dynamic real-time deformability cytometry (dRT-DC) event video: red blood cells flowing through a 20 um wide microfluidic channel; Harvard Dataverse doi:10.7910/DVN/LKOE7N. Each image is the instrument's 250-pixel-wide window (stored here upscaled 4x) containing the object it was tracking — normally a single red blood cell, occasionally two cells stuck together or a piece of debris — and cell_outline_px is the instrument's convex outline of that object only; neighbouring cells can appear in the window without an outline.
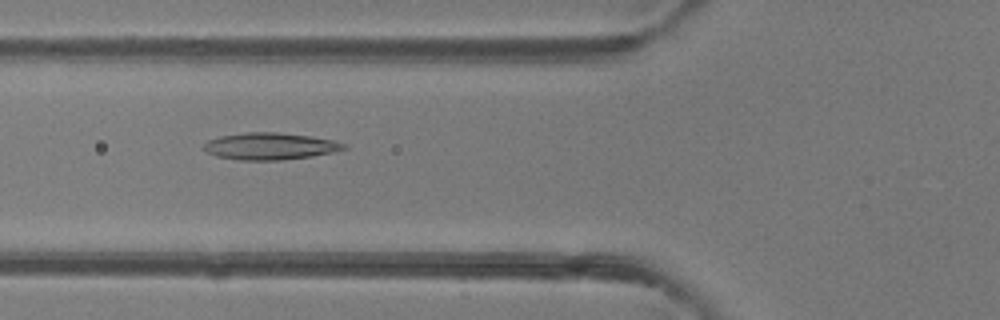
{"species": "common noctule bat (a hibernating species)", "species_latin": "Nyctalus noctula", "temperature_condition": "room temperature", "stored_images_in_passage": 48, "camera_frame_rate_fps": 3000, "um_per_image_px": 0.085, "animal": {"sex": "female"}, "frame": {"image": 1, "passage_image": 18, "time_ms": 5.667, "image_size_px": [1000, 320], "cell_outline_px": [[348, 148], [332, 152], [312, 156], [280, 160], [240, 160], [216, 156], [208, 152], [204, 148], [204, 144], [208, 140], [220, 136], [244, 132], [276, 132], [312, 136], [332, 140], [348, 144]], "centroid_in_image_um": [22.98, 12.42], "position_along_channel_um": 102.8, "area_um2": 21.96}}
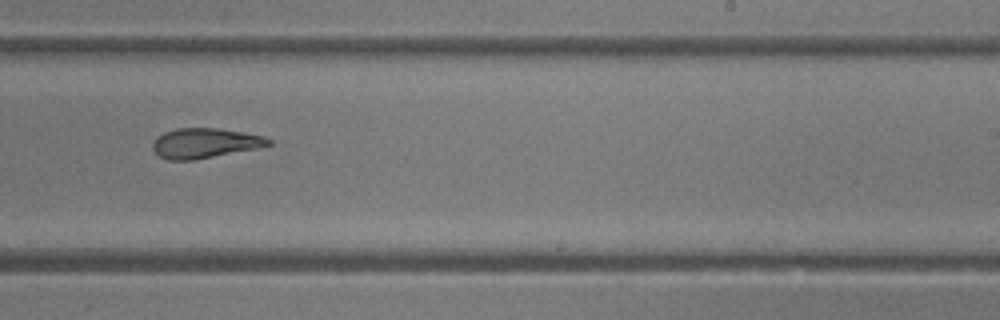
{"frame": {"image": 2, "passage_image": 30, "time_ms": 9.667, "image_size_px": [1000, 320], "cell_outline_px": [[272, 144], [256, 148], [192, 160], [168, 160], [160, 156], [152, 148], [152, 144], [164, 132], [176, 128], [220, 128], [264, 136], [272, 140]], "centroid_in_image_um": [17.42, 12.15], "position_along_channel_um": 271.6, "area_um2": 19.88}}
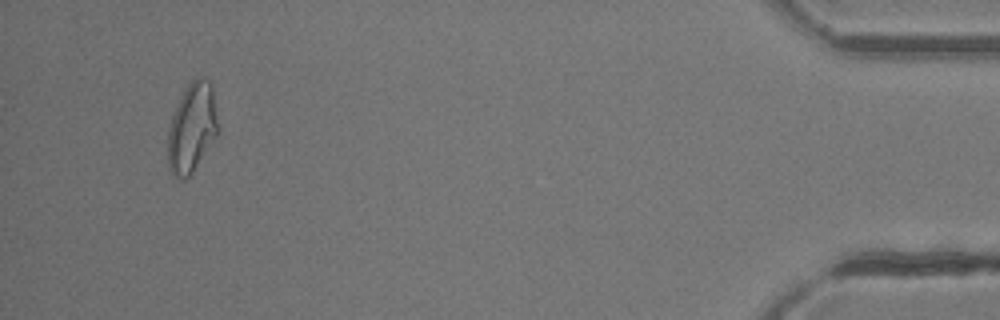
{"frame": {"image": 3, "passage_image": 46, "time_ms": 15.0, "image_size_px": [1000, 320], "cell_outline_px": [[216, 136], [192, 172], [184, 180], [176, 176], [168, 168], [168, 128], [172, 116], [180, 96], [184, 88], [196, 76], [204, 76], [212, 84], [216, 116]], "centroid_in_image_um": [16.29, 10.81], "position_along_channel_um": 418.9, "area_um2": 25.78}, "authors_computed_cell_mechanics": {"area_um2": 22.5998, "velocity_mm_per_s": 4.2144, "shape_relaxation_time_tau1_ms": null, "shape_relaxation_time_tau2_ms": 4.832, "deformation_change_tau1": null, "deformation_change_tau2": 0.1557}}